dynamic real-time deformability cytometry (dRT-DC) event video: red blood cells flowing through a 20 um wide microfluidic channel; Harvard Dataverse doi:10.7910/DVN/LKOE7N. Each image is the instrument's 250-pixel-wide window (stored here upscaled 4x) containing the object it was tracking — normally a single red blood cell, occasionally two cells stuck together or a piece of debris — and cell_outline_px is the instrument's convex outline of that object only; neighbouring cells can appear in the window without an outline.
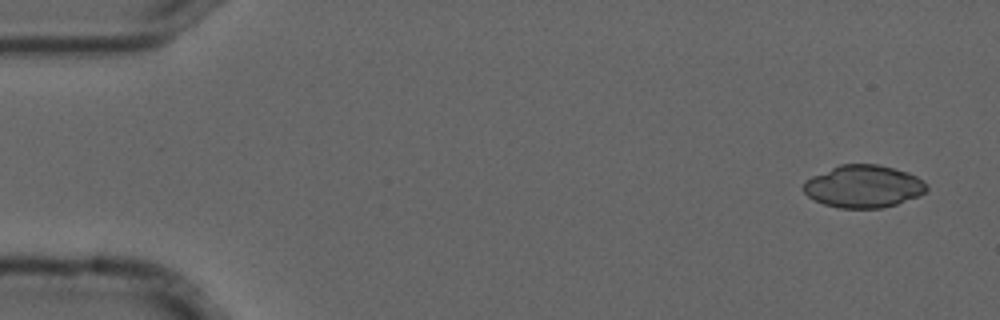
{"species": "common noctule bat (a hibernating species)", "species_latin": "Nyctalus noctula", "temperature_condition": "cold", "stored_images_in_passage": 5, "camera_frame_rate_fps": 3000, "um_per_image_px": 0.085, "animal": {"sex": "male", "forearm_length_mm": 52.5}, "frame": {"image": 1, "passage_image": 1, "time_ms": 0.0, "image_size_px": [1000, 320], "cell_outline_px": [[928, 188], [920, 196], [896, 204], [880, 208], [840, 208], [824, 204], [808, 196], [800, 188], [804, 180], [812, 176], [840, 164], [876, 164], [908, 172], [924, 180], [928, 184]], "centroid_in_image_um": [73.39, 15.84], "position_along_channel_um": 11.6, "area_um2": 30.63}}